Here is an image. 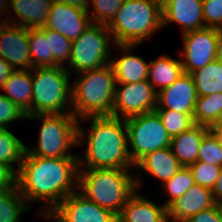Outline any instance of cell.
I'll use <instances>...</instances> for the list:
<instances>
[{
    "label": "cell",
    "instance_id": "cell-1",
    "mask_svg": "<svg viewBox=\"0 0 222 222\" xmlns=\"http://www.w3.org/2000/svg\"><path fill=\"white\" fill-rule=\"evenodd\" d=\"M78 174V158L39 157L25 150L16 184L27 205L28 201L45 202L39 211L47 219L68 195L78 191Z\"/></svg>",
    "mask_w": 222,
    "mask_h": 222
},
{
    "label": "cell",
    "instance_id": "cell-2",
    "mask_svg": "<svg viewBox=\"0 0 222 222\" xmlns=\"http://www.w3.org/2000/svg\"><path fill=\"white\" fill-rule=\"evenodd\" d=\"M84 119H90L92 122L87 135L78 122V145L84 139L87 143L85 157L81 159L78 156L79 169H132L135 167L129 156L124 119L113 116L87 117L82 120Z\"/></svg>",
    "mask_w": 222,
    "mask_h": 222
},
{
    "label": "cell",
    "instance_id": "cell-3",
    "mask_svg": "<svg viewBox=\"0 0 222 222\" xmlns=\"http://www.w3.org/2000/svg\"><path fill=\"white\" fill-rule=\"evenodd\" d=\"M130 170L79 169L77 190L88 200L118 217L129 198L142 184L138 176L131 175Z\"/></svg>",
    "mask_w": 222,
    "mask_h": 222
},
{
    "label": "cell",
    "instance_id": "cell-4",
    "mask_svg": "<svg viewBox=\"0 0 222 222\" xmlns=\"http://www.w3.org/2000/svg\"><path fill=\"white\" fill-rule=\"evenodd\" d=\"M78 75L71 84L72 114L80 122L87 117L112 116L116 90L112 66L107 64Z\"/></svg>",
    "mask_w": 222,
    "mask_h": 222
},
{
    "label": "cell",
    "instance_id": "cell-5",
    "mask_svg": "<svg viewBox=\"0 0 222 222\" xmlns=\"http://www.w3.org/2000/svg\"><path fill=\"white\" fill-rule=\"evenodd\" d=\"M115 45H140L162 25V4L156 0H124L107 25Z\"/></svg>",
    "mask_w": 222,
    "mask_h": 222
},
{
    "label": "cell",
    "instance_id": "cell-6",
    "mask_svg": "<svg viewBox=\"0 0 222 222\" xmlns=\"http://www.w3.org/2000/svg\"><path fill=\"white\" fill-rule=\"evenodd\" d=\"M67 68L56 66L31 69L32 115L72 114L71 73ZM68 108L70 110L67 111Z\"/></svg>",
    "mask_w": 222,
    "mask_h": 222
},
{
    "label": "cell",
    "instance_id": "cell-7",
    "mask_svg": "<svg viewBox=\"0 0 222 222\" xmlns=\"http://www.w3.org/2000/svg\"><path fill=\"white\" fill-rule=\"evenodd\" d=\"M28 119L42 122L37 147L26 146L33 156L49 158H79L68 151L78 146V120L73 114H36Z\"/></svg>",
    "mask_w": 222,
    "mask_h": 222
},
{
    "label": "cell",
    "instance_id": "cell-8",
    "mask_svg": "<svg viewBox=\"0 0 222 222\" xmlns=\"http://www.w3.org/2000/svg\"><path fill=\"white\" fill-rule=\"evenodd\" d=\"M112 39V40H111ZM115 45L105 24L91 23L71 46L69 67L74 73L101 68L110 64V46Z\"/></svg>",
    "mask_w": 222,
    "mask_h": 222
},
{
    "label": "cell",
    "instance_id": "cell-9",
    "mask_svg": "<svg viewBox=\"0 0 222 222\" xmlns=\"http://www.w3.org/2000/svg\"><path fill=\"white\" fill-rule=\"evenodd\" d=\"M125 122L128 144L132 147L129 156L134 165L148 153L170 147L171 137L155 111L130 117Z\"/></svg>",
    "mask_w": 222,
    "mask_h": 222
},
{
    "label": "cell",
    "instance_id": "cell-10",
    "mask_svg": "<svg viewBox=\"0 0 222 222\" xmlns=\"http://www.w3.org/2000/svg\"><path fill=\"white\" fill-rule=\"evenodd\" d=\"M157 95L158 92L148 80L136 83H116L112 116L126 120L153 112L157 107Z\"/></svg>",
    "mask_w": 222,
    "mask_h": 222
},
{
    "label": "cell",
    "instance_id": "cell-11",
    "mask_svg": "<svg viewBox=\"0 0 222 222\" xmlns=\"http://www.w3.org/2000/svg\"><path fill=\"white\" fill-rule=\"evenodd\" d=\"M221 29L204 27L181 34L183 37V71L191 74L216 60L217 42Z\"/></svg>",
    "mask_w": 222,
    "mask_h": 222
},
{
    "label": "cell",
    "instance_id": "cell-12",
    "mask_svg": "<svg viewBox=\"0 0 222 222\" xmlns=\"http://www.w3.org/2000/svg\"><path fill=\"white\" fill-rule=\"evenodd\" d=\"M55 222H118L111 211L98 206L78 191L68 195L49 215Z\"/></svg>",
    "mask_w": 222,
    "mask_h": 222
},
{
    "label": "cell",
    "instance_id": "cell-13",
    "mask_svg": "<svg viewBox=\"0 0 222 222\" xmlns=\"http://www.w3.org/2000/svg\"><path fill=\"white\" fill-rule=\"evenodd\" d=\"M28 33L25 27L0 23V57L14 70L32 69Z\"/></svg>",
    "mask_w": 222,
    "mask_h": 222
},
{
    "label": "cell",
    "instance_id": "cell-14",
    "mask_svg": "<svg viewBox=\"0 0 222 222\" xmlns=\"http://www.w3.org/2000/svg\"><path fill=\"white\" fill-rule=\"evenodd\" d=\"M89 13L90 11L53 1L44 27L74 41L92 23Z\"/></svg>",
    "mask_w": 222,
    "mask_h": 222
},
{
    "label": "cell",
    "instance_id": "cell-15",
    "mask_svg": "<svg viewBox=\"0 0 222 222\" xmlns=\"http://www.w3.org/2000/svg\"><path fill=\"white\" fill-rule=\"evenodd\" d=\"M197 98L193 78L191 74L184 72L170 86L158 91L155 110H174L180 113L193 114Z\"/></svg>",
    "mask_w": 222,
    "mask_h": 222
},
{
    "label": "cell",
    "instance_id": "cell-16",
    "mask_svg": "<svg viewBox=\"0 0 222 222\" xmlns=\"http://www.w3.org/2000/svg\"><path fill=\"white\" fill-rule=\"evenodd\" d=\"M180 24L182 34L205 27L203 0H164L162 25Z\"/></svg>",
    "mask_w": 222,
    "mask_h": 222
},
{
    "label": "cell",
    "instance_id": "cell-17",
    "mask_svg": "<svg viewBox=\"0 0 222 222\" xmlns=\"http://www.w3.org/2000/svg\"><path fill=\"white\" fill-rule=\"evenodd\" d=\"M216 205L212 190L199 184L191 186L167 207L169 222H185L194 214Z\"/></svg>",
    "mask_w": 222,
    "mask_h": 222
},
{
    "label": "cell",
    "instance_id": "cell-18",
    "mask_svg": "<svg viewBox=\"0 0 222 222\" xmlns=\"http://www.w3.org/2000/svg\"><path fill=\"white\" fill-rule=\"evenodd\" d=\"M53 0H9V8L18 17L16 20L3 18L0 23H9L30 28L45 26Z\"/></svg>",
    "mask_w": 222,
    "mask_h": 222
},
{
    "label": "cell",
    "instance_id": "cell-19",
    "mask_svg": "<svg viewBox=\"0 0 222 222\" xmlns=\"http://www.w3.org/2000/svg\"><path fill=\"white\" fill-rule=\"evenodd\" d=\"M137 192L138 190L123 207L117 217L118 222H169L164 205H157Z\"/></svg>",
    "mask_w": 222,
    "mask_h": 222
},
{
    "label": "cell",
    "instance_id": "cell-20",
    "mask_svg": "<svg viewBox=\"0 0 222 222\" xmlns=\"http://www.w3.org/2000/svg\"><path fill=\"white\" fill-rule=\"evenodd\" d=\"M123 51L124 56L110 59V65L113 68L116 83H136L148 80L149 63L142 57L134 55L131 52L136 45H115Z\"/></svg>",
    "mask_w": 222,
    "mask_h": 222
},
{
    "label": "cell",
    "instance_id": "cell-21",
    "mask_svg": "<svg viewBox=\"0 0 222 222\" xmlns=\"http://www.w3.org/2000/svg\"><path fill=\"white\" fill-rule=\"evenodd\" d=\"M209 131L210 127L194 124L171 138L170 148L182 166L188 167L197 162L202 139Z\"/></svg>",
    "mask_w": 222,
    "mask_h": 222
},
{
    "label": "cell",
    "instance_id": "cell-22",
    "mask_svg": "<svg viewBox=\"0 0 222 222\" xmlns=\"http://www.w3.org/2000/svg\"><path fill=\"white\" fill-rule=\"evenodd\" d=\"M183 166L179 163L170 147L155 150L141 158L134 169L148 172L163 183L171 179Z\"/></svg>",
    "mask_w": 222,
    "mask_h": 222
},
{
    "label": "cell",
    "instance_id": "cell-23",
    "mask_svg": "<svg viewBox=\"0 0 222 222\" xmlns=\"http://www.w3.org/2000/svg\"><path fill=\"white\" fill-rule=\"evenodd\" d=\"M13 103H15L27 116L32 115V73L31 69L14 70L2 85ZM8 94V95H7Z\"/></svg>",
    "mask_w": 222,
    "mask_h": 222
},
{
    "label": "cell",
    "instance_id": "cell-24",
    "mask_svg": "<svg viewBox=\"0 0 222 222\" xmlns=\"http://www.w3.org/2000/svg\"><path fill=\"white\" fill-rule=\"evenodd\" d=\"M182 73L184 71L181 60L166 55L149 60L148 81L157 92L170 86Z\"/></svg>",
    "mask_w": 222,
    "mask_h": 222
},
{
    "label": "cell",
    "instance_id": "cell-25",
    "mask_svg": "<svg viewBox=\"0 0 222 222\" xmlns=\"http://www.w3.org/2000/svg\"><path fill=\"white\" fill-rule=\"evenodd\" d=\"M191 76L198 97L222 92V63L218 60L192 72Z\"/></svg>",
    "mask_w": 222,
    "mask_h": 222
},
{
    "label": "cell",
    "instance_id": "cell-26",
    "mask_svg": "<svg viewBox=\"0 0 222 222\" xmlns=\"http://www.w3.org/2000/svg\"><path fill=\"white\" fill-rule=\"evenodd\" d=\"M221 116L222 92L197 98L193 111L194 124L211 128L220 121Z\"/></svg>",
    "mask_w": 222,
    "mask_h": 222
},
{
    "label": "cell",
    "instance_id": "cell-27",
    "mask_svg": "<svg viewBox=\"0 0 222 222\" xmlns=\"http://www.w3.org/2000/svg\"><path fill=\"white\" fill-rule=\"evenodd\" d=\"M26 150V144L8 128H0V163L5 164L15 175L18 173ZM18 164L15 170L13 164Z\"/></svg>",
    "mask_w": 222,
    "mask_h": 222
},
{
    "label": "cell",
    "instance_id": "cell-28",
    "mask_svg": "<svg viewBox=\"0 0 222 222\" xmlns=\"http://www.w3.org/2000/svg\"><path fill=\"white\" fill-rule=\"evenodd\" d=\"M29 207L17 184L13 185L0 193V222H20V216L29 211Z\"/></svg>",
    "mask_w": 222,
    "mask_h": 222
},
{
    "label": "cell",
    "instance_id": "cell-29",
    "mask_svg": "<svg viewBox=\"0 0 222 222\" xmlns=\"http://www.w3.org/2000/svg\"><path fill=\"white\" fill-rule=\"evenodd\" d=\"M28 41L32 68L53 67V55L49 54V38H46V27L30 28Z\"/></svg>",
    "mask_w": 222,
    "mask_h": 222
},
{
    "label": "cell",
    "instance_id": "cell-30",
    "mask_svg": "<svg viewBox=\"0 0 222 222\" xmlns=\"http://www.w3.org/2000/svg\"><path fill=\"white\" fill-rule=\"evenodd\" d=\"M164 188L170 196L163 205L167 208L173 201L182 196L195 184L193 175L189 167H182L171 179L165 181Z\"/></svg>",
    "mask_w": 222,
    "mask_h": 222
},
{
    "label": "cell",
    "instance_id": "cell-31",
    "mask_svg": "<svg viewBox=\"0 0 222 222\" xmlns=\"http://www.w3.org/2000/svg\"><path fill=\"white\" fill-rule=\"evenodd\" d=\"M46 38H49V54L53 55V67L64 66L65 62L69 63L72 41L48 28H46Z\"/></svg>",
    "mask_w": 222,
    "mask_h": 222
},
{
    "label": "cell",
    "instance_id": "cell-32",
    "mask_svg": "<svg viewBox=\"0 0 222 222\" xmlns=\"http://www.w3.org/2000/svg\"><path fill=\"white\" fill-rule=\"evenodd\" d=\"M160 117L170 137L179 135L194 125L193 114H185L174 110H154Z\"/></svg>",
    "mask_w": 222,
    "mask_h": 222
},
{
    "label": "cell",
    "instance_id": "cell-33",
    "mask_svg": "<svg viewBox=\"0 0 222 222\" xmlns=\"http://www.w3.org/2000/svg\"><path fill=\"white\" fill-rule=\"evenodd\" d=\"M197 161L222 167V145L211 130L202 139Z\"/></svg>",
    "mask_w": 222,
    "mask_h": 222
},
{
    "label": "cell",
    "instance_id": "cell-34",
    "mask_svg": "<svg viewBox=\"0 0 222 222\" xmlns=\"http://www.w3.org/2000/svg\"><path fill=\"white\" fill-rule=\"evenodd\" d=\"M124 0H90L93 11L92 23L108 25L122 6Z\"/></svg>",
    "mask_w": 222,
    "mask_h": 222
},
{
    "label": "cell",
    "instance_id": "cell-35",
    "mask_svg": "<svg viewBox=\"0 0 222 222\" xmlns=\"http://www.w3.org/2000/svg\"><path fill=\"white\" fill-rule=\"evenodd\" d=\"M188 167L193 175L195 184H199L211 190L214 188L222 168L217 165H210L199 161Z\"/></svg>",
    "mask_w": 222,
    "mask_h": 222
},
{
    "label": "cell",
    "instance_id": "cell-36",
    "mask_svg": "<svg viewBox=\"0 0 222 222\" xmlns=\"http://www.w3.org/2000/svg\"><path fill=\"white\" fill-rule=\"evenodd\" d=\"M27 118V115L8 97L0 94V128H9L15 120Z\"/></svg>",
    "mask_w": 222,
    "mask_h": 222
},
{
    "label": "cell",
    "instance_id": "cell-37",
    "mask_svg": "<svg viewBox=\"0 0 222 222\" xmlns=\"http://www.w3.org/2000/svg\"><path fill=\"white\" fill-rule=\"evenodd\" d=\"M205 27L222 30V0H203Z\"/></svg>",
    "mask_w": 222,
    "mask_h": 222
},
{
    "label": "cell",
    "instance_id": "cell-38",
    "mask_svg": "<svg viewBox=\"0 0 222 222\" xmlns=\"http://www.w3.org/2000/svg\"><path fill=\"white\" fill-rule=\"evenodd\" d=\"M185 222H221L217 209V203L214 207L210 209L203 210L198 212L197 214H194Z\"/></svg>",
    "mask_w": 222,
    "mask_h": 222
},
{
    "label": "cell",
    "instance_id": "cell-39",
    "mask_svg": "<svg viewBox=\"0 0 222 222\" xmlns=\"http://www.w3.org/2000/svg\"><path fill=\"white\" fill-rule=\"evenodd\" d=\"M16 184V175L5 165L0 163V193Z\"/></svg>",
    "mask_w": 222,
    "mask_h": 222
},
{
    "label": "cell",
    "instance_id": "cell-40",
    "mask_svg": "<svg viewBox=\"0 0 222 222\" xmlns=\"http://www.w3.org/2000/svg\"><path fill=\"white\" fill-rule=\"evenodd\" d=\"M14 69L0 57V89Z\"/></svg>",
    "mask_w": 222,
    "mask_h": 222
},
{
    "label": "cell",
    "instance_id": "cell-41",
    "mask_svg": "<svg viewBox=\"0 0 222 222\" xmlns=\"http://www.w3.org/2000/svg\"><path fill=\"white\" fill-rule=\"evenodd\" d=\"M53 1L68 4L70 6H75L88 12L90 8L89 7L90 0H53Z\"/></svg>",
    "mask_w": 222,
    "mask_h": 222
},
{
    "label": "cell",
    "instance_id": "cell-42",
    "mask_svg": "<svg viewBox=\"0 0 222 222\" xmlns=\"http://www.w3.org/2000/svg\"><path fill=\"white\" fill-rule=\"evenodd\" d=\"M213 197L216 203L222 201V168L219 177L216 181L214 188L212 189Z\"/></svg>",
    "mask_w": 222,
    "mask_h": 222
},
{
    "label": "cell",
    "instance_id": "cell-43",
    "mask_svg": "<svg viewBox=\"0 0 222 222\" xmlns=\"http://www.w3.org/2000/svg\"><path fill=\"white\" fill-rule=\"evenodd\" d=\"M216 60L222 63V30L218 36Z\"/></svg>",
    "mask_w": 222,
    "mask_h": 222
},
{
    "label": "cell",
    "instance_id": "cell-44",
    "mask_svg": "<svg viewBox=\"0 0 222 222\" xmlns=\"http://www.w3.org/2000/svg\"><path fill=\"white\" fill-rule=\"evenodd\" d=\"M7 7L9 8V0H0V16L5 15L4 12H7Z\"/></svg>",
    "mask_w": 222,
    "mask_h": 222
},
{
    "label": "cell",
    "instance_id": "cell-45",
    "mask_svg": "<svg viewBox=\"0 0 222 222\" xmlns=\"http://www.w3.org/2000/svg\"><path fill=\"white\" fill-rule=\"evenodd\" d=\"M210 130L215 134L219 139L220 144L222 145V128H210Z\"/></svg>",
    "mask_w": 222,
    "mask_h": 222
},
{
    "label": "cell",
    "instance_id": "cell-46",
    "mask_svg": "<svg viewBox=\"0 0 222 222\" xmlns=\"http://www.w3.org/2000/svg\"><path fill=\"white\" fill-rule=\"evenodd\" d=\"M217 209H218L220 220L222 222V201L217 203Z\"/></svg>",
    "mask_w": 222,
    "mask_h": 222
},
{
    "label": "cell",
    "instance_id": "cell-47",
    "mask_svg": "<svg viewBox=\"0 0 222 222\" xmlns=\"http://www.w3.org/2000/svg\"><path fill=\"white\" fill-rule=\"evenodd\" d=\"M211 128H222V116L220 121L217 124L213 125Z\"/></svg>",
    "mask_w": 222,
    "mask_h": 222
},
{
    "label": "cell",
    "instance_id": "cell-48",
    "mask_svg": "<svg viewBox=\"0 0 222 222\" xmlns=\"http://www.w3.org/2000/svg\"><path fill=\"white\" fill-rule=\"evenodd\" d=\"M156 1L160 2L161 4L164 2V0H156Z\"/></svg>",
    "mask_w": 222,
    "mask_h": 222
}]
</instances>
